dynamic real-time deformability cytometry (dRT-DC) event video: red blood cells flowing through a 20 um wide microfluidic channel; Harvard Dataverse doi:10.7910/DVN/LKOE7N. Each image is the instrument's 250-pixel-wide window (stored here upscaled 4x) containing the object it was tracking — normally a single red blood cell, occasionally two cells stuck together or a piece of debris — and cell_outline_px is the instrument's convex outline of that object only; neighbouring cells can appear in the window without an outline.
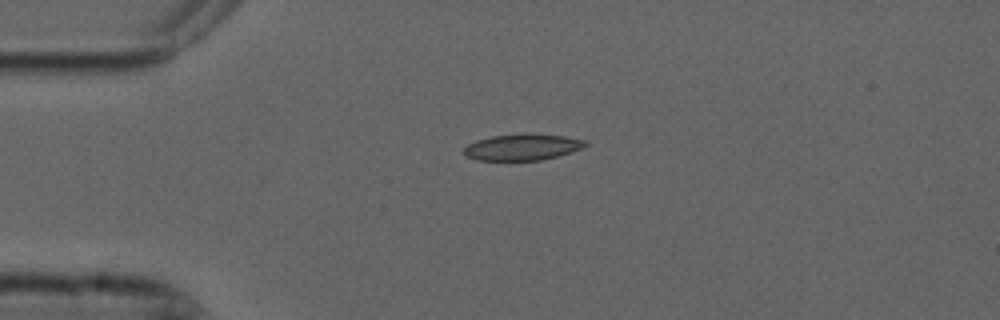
{"species": "common noctule bat (a hibernating species)", "species_latin": "Nyctalus noctula", "temperature_condition": "cold", "stored_images_in_passage": 2, "camera_frame_rate_fps": 3000, "um_per_image_px": 0.085, "animal": {"sex": "male", "forearm_length_mm": 52.5}, "frame": {"image": 1, "passage_image": 2, "time_ms": 0.333, "image_size_px": [1000, 320], "cell_outline_px": [[588, 144], [584, 148], [556, 156], [540, 160], [476, 160], [468, 156], [464, 152], [464, 148], [468, 144], [476, 140], [492, 136], [564, 136], [588, 140]], "centroid_in_image_um": [44.42, 12.54], "position_along_channel_um": 40.6, "area_um2": 17.74}}